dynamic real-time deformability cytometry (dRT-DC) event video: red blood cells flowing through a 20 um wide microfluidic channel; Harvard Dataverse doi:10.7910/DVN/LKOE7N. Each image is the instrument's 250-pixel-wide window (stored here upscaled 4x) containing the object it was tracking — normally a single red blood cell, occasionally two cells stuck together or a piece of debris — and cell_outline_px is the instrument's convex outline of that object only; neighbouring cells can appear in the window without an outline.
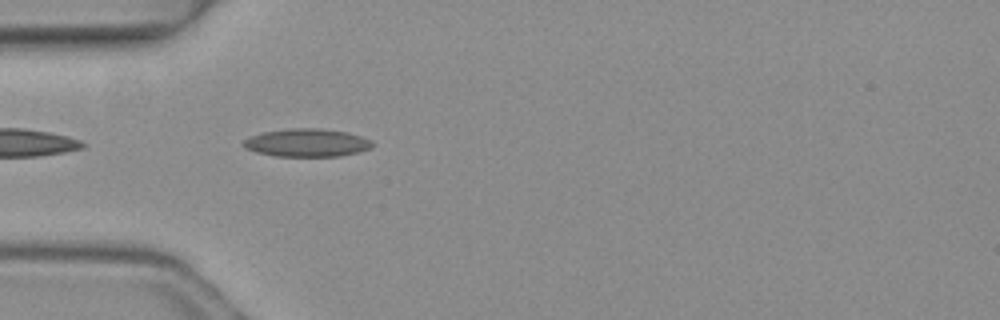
{"species": "common noctule bat (a hibernating species)", "species_latin": "Nyctalus noctula", "temperature_condition": "warm", "stored_images_in_passage": 4, "camera_frame_rate_fps": 3000, "um_per_image_px": 0.085, "animal": {"sex": "female", "body_mass_g": 19.3, "forearm_length_mm": 54.1}, "frame": {"image": 1, "passage_image": 4, "time_ms": 1.0, "image_size_px": [1000, 320], "cell_outline_px": [[372, 148], [340, 156], [276, 156], [256, 152], [244, 148], [244, 140], [252, 136], [264, 132], [288, 128], [320, 128], [348, 132], [372, 140]], "centroid_in_image_um": [26.1, 12.13], "position_along_channel_um": 58.9, "area_um2": 20.92}}